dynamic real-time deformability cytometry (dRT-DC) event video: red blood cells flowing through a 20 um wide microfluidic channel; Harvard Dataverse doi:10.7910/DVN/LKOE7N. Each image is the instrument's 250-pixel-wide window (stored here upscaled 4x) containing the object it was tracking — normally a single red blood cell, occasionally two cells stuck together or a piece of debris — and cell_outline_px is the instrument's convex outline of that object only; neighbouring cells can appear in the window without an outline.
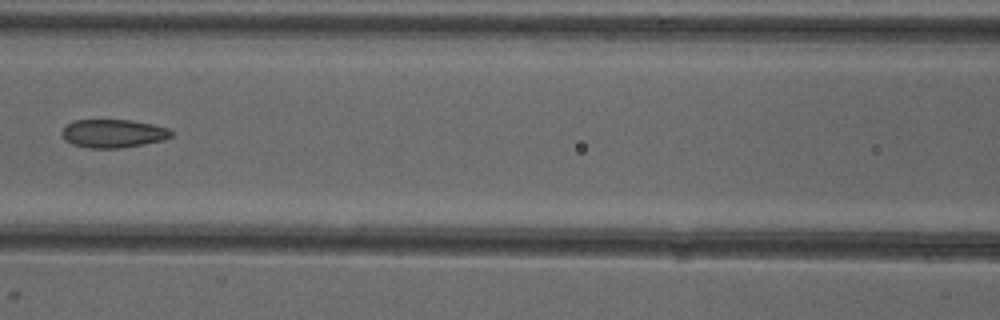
{"species": "common noctule bat (a hibernating species)", "species_latin": "Nyctalus noctula", "temperature_condition": "cold", "stored_images_in_passage": 6, "camera_frame_rate_fps": 3000, "um_per_image_px": 0.085, "animal": {"sex": "female"}, "frame": {"image": 1, "passage_image": 6, "time_ms": 5.667, "image_size_px": [1000, 320], "cell_outline_px": [[172, 136], [164, 140], [144, 144], [120, 148], [88, 148], [72, 144], [64, 140], [60, 132], [72, 120], [132, 120], [152, 124], [168, 128], [172, 132]], "centroid_in_image_um": [9.6, 11.35], "position_along_channel_um": 157.0, "area_um2": 18.15}}